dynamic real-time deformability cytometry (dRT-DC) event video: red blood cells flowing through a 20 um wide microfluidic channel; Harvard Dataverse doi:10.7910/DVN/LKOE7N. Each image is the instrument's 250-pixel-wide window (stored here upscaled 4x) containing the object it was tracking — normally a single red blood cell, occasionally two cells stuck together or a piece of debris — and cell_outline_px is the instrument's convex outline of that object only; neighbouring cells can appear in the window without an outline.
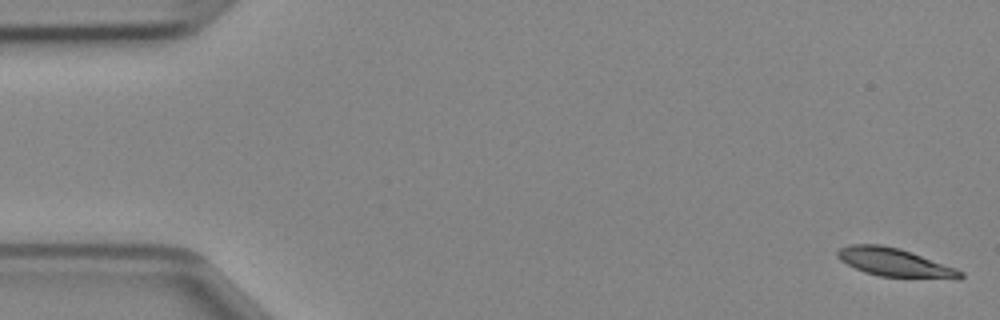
{"species": "Egyptian fruit bat (a non-hibernating species)", "species_latin": "Rousettus aegyptiacus", "temperature_condition": "cold", "stored_images_in_passage": 47, "camera_frame_rate_fps": 3000, "um_per_image_px": 0.085, "animal": {"sex": "female"}, "frame": {"image": 1, "passage_image": 1, "time_ms": 0.0, "image_size_px": [1000, 320], "cell_outline_px": [[964, 276], [960, 280], [956, 280], [880, 276], [864, 272], [840, 260], [836, 256], [836, 252], [840, 248], [848, 244], [880, 244], [900, 248], [912, 252], [956, 268], [964, 272]], "centroid_in_image_um": [76.11, 22.32], "position_along_channel_um": 8.9, "area_um2": 20.69}}
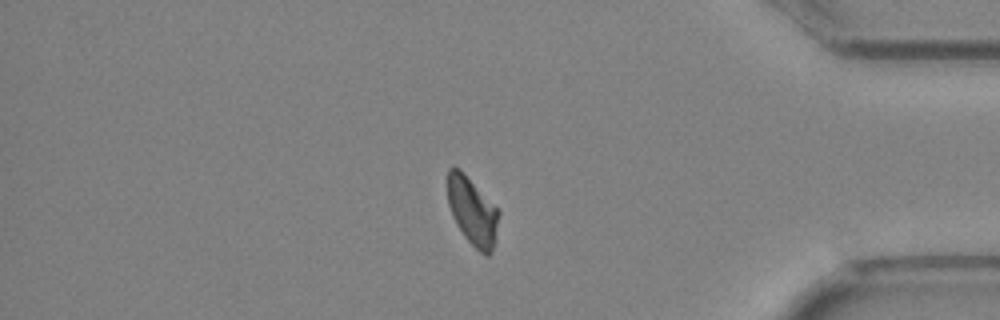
{"frame": {"image": 2, "passage_image": 40, "time_ms": 13.0, "image_size_px": [1000, 320], "cell_outline_px": [[500, 212], [492, 252], [488, 256], [484, 256], [464, 236], [456, 224], [452, 216], [448, 204], [448, 168], [460, 168], [464, 172]], "centroid_in_image_um": [40.14, 17.96], "position_along_channel_um": 395.1, "area_um2": 20.0}}
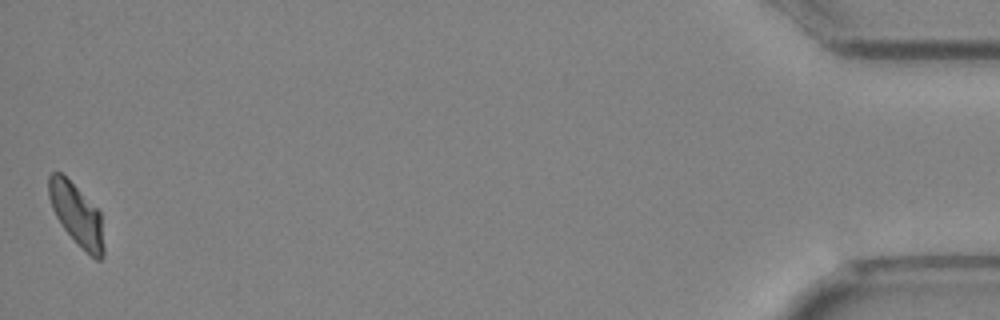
{"frame": {"image": 3, "passage_image": 47, "time_ms": 15.333, "image_size_px": [1000, 320], "cell_outline_px": [[104, 256], [100, 260], [96, 260], [64, 228], [56, 216], [52, 208], [48, 196], [48, 176], [52, 172], [60, 172], [100, 212], [104, 248]], "centroid_in_image_um": [6.5, 18.23], "position_along_channel_um": 428.7, "area_um2": 19.07}}